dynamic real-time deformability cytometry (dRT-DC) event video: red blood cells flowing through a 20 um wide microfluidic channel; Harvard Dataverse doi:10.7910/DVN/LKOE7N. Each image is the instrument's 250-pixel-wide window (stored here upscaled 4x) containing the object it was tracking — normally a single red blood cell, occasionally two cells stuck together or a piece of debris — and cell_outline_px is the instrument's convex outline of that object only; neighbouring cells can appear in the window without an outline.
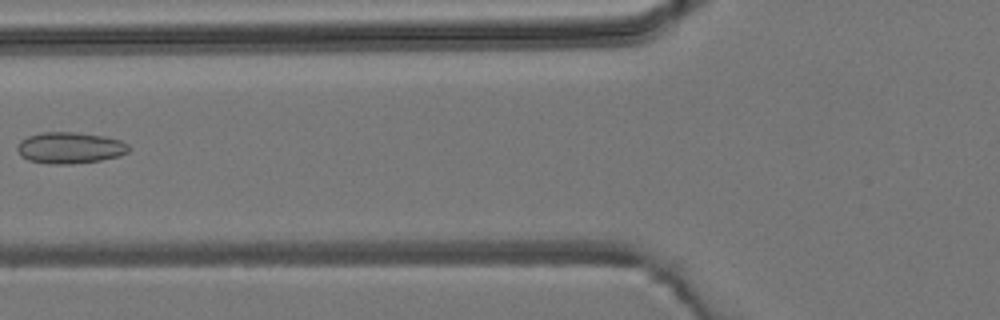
{"species": "common noctule bat (a hibernating species)", "species_latin": "Nyctalus noctula", "temperature_condition": "room temperature", "stored_images_in_passage": 5, "camera_frame_rate_fps": 3000, "um_per_image_px": 0.085, "animal": {"sex": "male", "body_mass_g": 19.2, "forearm_length_mm": 51.8}, "frame": {"image": 1, "passage_image": 5, "time_ms": 4.333, "image_size_px": [1000, 320], "cell_outline_px": [[132, 148], [128, 152], [120, 156], [100, 160], [72, 164], [48, 164], [28, 160], [20, 156], [16, 148], [20, 140], [28, 136], [44, 132], [76, 132], [104, 136], [120, 140], [128, 144]], "centroid_in_image_um": [5.95, 12.57], "position_along_channel_um": 119.9, "area_um2": 20.58}}